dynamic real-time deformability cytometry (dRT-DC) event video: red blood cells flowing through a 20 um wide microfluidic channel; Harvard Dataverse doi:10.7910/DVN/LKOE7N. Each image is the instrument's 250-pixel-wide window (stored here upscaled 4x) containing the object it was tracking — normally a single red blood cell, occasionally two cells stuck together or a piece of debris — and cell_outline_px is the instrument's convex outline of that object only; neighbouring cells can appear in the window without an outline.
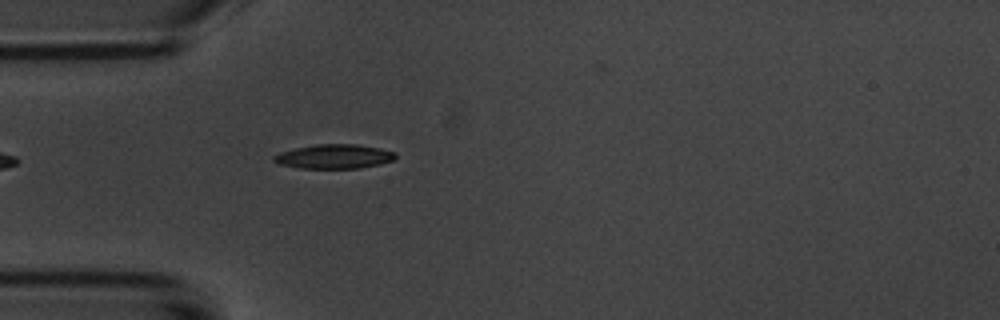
{"species": "common noctule bat (a hibernating species)", "species_latin": "Nyctalus noctula", "temperature_condition": "room temperature", "stored_images_in_passage": 1, "camera_frame_rate_fps": 3000, "um_per_image_px": 0.085, "animal": {"sex": "male", "body_mass_g": 20.1, "forearm_length_mm": 53.5}, "frame": {"image": 1, "passage_image": 1, "time_ms": 0.0, "image_size_px": [1000, 320], "cell_outline_px": [[396, 156], [392, 160], [380, 164], [360, 168], [300, 168], [276, 164], [272, 160], [272, 156], [280, 152], [296, 148], [316, 144], [356, 144], [380, 148], [396, 152]], "centroid_in_image_um": [28.37, 13.3], "position_along_channel_um": 56.6, "area_um2": 17.28}}